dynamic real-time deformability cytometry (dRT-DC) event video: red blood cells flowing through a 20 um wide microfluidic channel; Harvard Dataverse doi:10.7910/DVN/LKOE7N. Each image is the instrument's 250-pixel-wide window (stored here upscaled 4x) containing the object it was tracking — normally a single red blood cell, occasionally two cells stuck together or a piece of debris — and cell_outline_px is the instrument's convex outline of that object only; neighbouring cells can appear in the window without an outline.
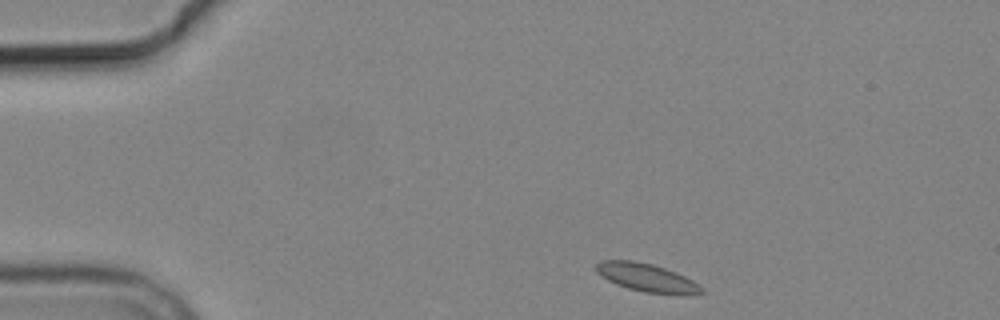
{"species": "common noctule bat (a hibernating species)", "species_latin": "Nyctalus noctula", "temperature_condition": "cold", "stored_images_in_passage": 3, "camera_frame_rate_fps": 3000, "um_per_image_px": 0.085, "animal": {"sex": "male", "body_mass_g": 19.2, "forearm_length_mm": 51.8}, "frame": {"image": 1, "passage_image": 1, "time_ms": 0.0, "image_size_px": [1000, 320], "cell_outline_px": [[704, 292], [688, 296], [676, 296], [644, 292], [628, 288], [616, 284], [608, 280], [596, 272], [596, 264], [600, 260], [632, 260], [652, 264], [676, 272], [692, 280], [704, 288]], "centroid_in_image_um": [55.03, 23.63], "position_along_channel_um": 30.0, "area_um2": 17.63}}